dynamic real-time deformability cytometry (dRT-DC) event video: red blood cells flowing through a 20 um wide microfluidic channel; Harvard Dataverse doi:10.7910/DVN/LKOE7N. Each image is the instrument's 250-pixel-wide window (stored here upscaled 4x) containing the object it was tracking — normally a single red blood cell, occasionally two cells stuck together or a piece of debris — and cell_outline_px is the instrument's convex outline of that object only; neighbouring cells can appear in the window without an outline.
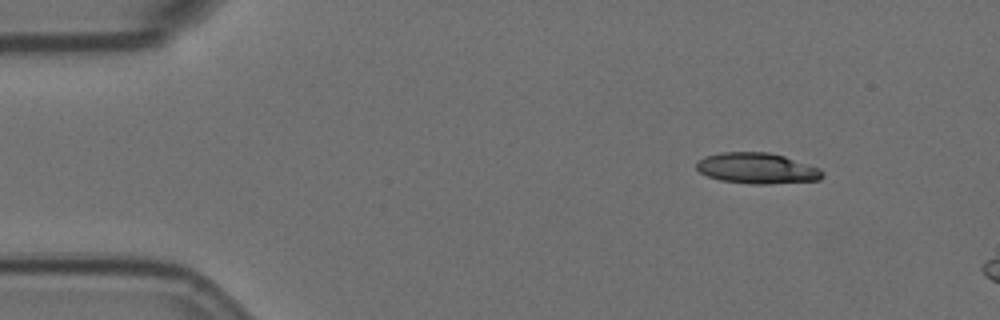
{"species": "Egyptian fruit bat (a non-hibernating species)", "species_latin": "Rousettus aegyptiacus", "temperature_condition": "room temperature", "stored_images_in_passage": 7, "camera_frame_rate_fps": 3000, "um_per_image_px": 0.085, "animal": {"sex": "female"}, "frame": {"image": 1, "passage_image": 1, "time_ms": 0.0, "image_size_px": [1000, 320], "cell_outline_px": [[824, 176], [820, 180], [768, 184], [752, 184], [720, 180], [708, 176], [700, 172], [696, 168], [696, 164], [704, 156], [720, 152], [768, 152], [784, 156], [820, 168], [824, 172]], "centroid_in_image_um": [64.36, 14.3], "position_along_channel_um": 20.6, "area_um2": 22.66}}